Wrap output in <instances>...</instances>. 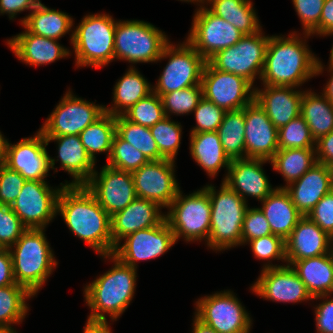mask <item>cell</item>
Listing matches in <instances>:
<instances>
[{
  "instance_id": "cell-1",
  "label": "cell",
  "mask_w": 333,
  "mask_h": 333,
  "mask_svg": "<svg viewBox=\"0 0 333 333\" xmlns=\"http://www.w3.org/2000/svg\"><path fill=\"white\" fill-rule=\"evenodd\" d=\"M61 185L57 213L62 215L68 228L102 256L113 254L111 216L85 185Z\"/></svg>"
},
{
  "instance_id": "cell-2",
  "label": "cell",
  "mask_w": 333,
  "mask_h": 333,
  "mask_svg": "<svg viewBox=\"0 0 333 333\" xmlns=\"http://www.w3.org/2000/svg\"><path fill=\"white\" fill-rule=\"evenodd\" d=\"M295 34L270 36L260 77L264 85L297 87L323 71L321 62Z\"/></svg>"
},
{
  "instance_id": "cell-3",
  "label": "cell",
  "mask_w": 333,
  "mask_h": 333,
  "mask_svg": "<svg viewBox=\"0 0 333 333\" xmlns=\"http://www.w3.org/2000/svg\"><path fill=\"white\" fill-rule=\"evenodd\" d=\"M112 258L113 268L85 287V300L92 310L90 320H106L105 313L116 320L128 307L133 298L136 282V269L122 263L116 256Z\"/></svg>"
},
{
  "instance_id": "cell-4",
  "label": "cell",
  "mask_w": 333,
  "mask_h": 333,
  "mask_svg": "<svg viewBox=\"0 0 333 333\" xmlns=\"http://www.w3.org/2000/svg\"><path fill=\"white\" fill-rule=\"evenodd\" d=\"M44 229H27L9 249L13 274L17 284L26 287L36 295L53 268L58 264L54 258Z\"/></svg>"
},
{
  "instance_id": "cell-5",
  "label": "cell",
  "mask_w": 333,
  "mask_h": 333,
  "mask_svg": "<svg viewBox=\"0 0 333 333\" xmlns=\"http://www.w3.org/2000/svg\"><path fill=\"white\" fill-rule=\"evenodd\" d=\"M211 204L210 233L207 244L215 250H223L242 244V226L247 201H244L225 182H222L220 191L208 185L204 188Z\"/></svg>"
},
{
  "instance_id": "cell-6",
  "label": "cell",
  "mask_w": 333,
  "mask_h": 333,
  "mask_svg": "<svg viewBox=\"0 0 333 333\" xmlns=\"http://www.w3.org/2000/svg\"><path fill=\"white\" fill-rule=\"evenodd\" d=\"M117 22L107 14L87 15L71 35L77 66L96 69L114 60Z\"/></svg>"
},
{
  "instance_id": "cell-7",
  "label": "cell",
  "mask_w": 333,
  "mask_h": 333,
  "mask_svg": "<svg viewBox=\"0 0 333 333\" xmlns=\"http://www.w3.org/2000/svg\"><path fill=\"white\" fill-rule=\"evenodd\" d=\"M168 39L150 23L119 21L115 28L114 58L131 63L159 61Z\"/></svg>"
},
{
  "instance_id": "cell-8",
  "label": "cell",
  "mask_w": 333,
  "mask_h": 333,
  "mask_svg": "<svg viewBox=\"0 0 333 333\" xmlns=\"http://www.w3.org/2000/svg\"><path fill=\"white\" fill-rule=\"evenodd\" d=\"M165 216L175 240L183 236L186 241L209 239L211 223V204L208 192L203 188L189 196L182 197L179 190L177 197L168 207Z\"/></svg>"
},
{
  "instance_id": "cell-9",
  "label": "cell",
  "mask_w": 333,
  "mask_h": 333,
  "mask_svg": "<svg viewBox=\"0 0 333 333\" xmlns=\"http://www.w3.org/2000/svg\"><path fill=\"white\" fill-rule=\"evenodd\" d=\"M170 57L154 93L164 95L190 86L201 85L206 60L186 41L177 48L170 44L164 48L160 58Z\"/></svg>"
},
{
  "instance_id": "cell-10",
  "label": "cell",
  "mask_w": 333,
  "mask_h": 333,
  "mask_svg": "<svg viewBox=\"0 0 333 333\" xmlns=\"http://www.w3.org/2000/svg\"><path fill=\"white\" fill-rule=\"evenodd\" d=\"M269 38L262 36L261 30L244 35L235 45L218 51L208 62L215 69L239 75L253 85L255 76L261 77Z\"/></svg>"
},
{
  "instance_id": "cell-11",
  "label": "cell",
  "mask_w": 333,
  "mask_h": 333,
  "mask_svg": "<svg viewBox=\"0 0 333 333\" xmlns=\"http://www.w3.org/2000/svg\"><path fill=\"white\" fill-rule=\"evenodd\" d=\"M196 317L217 333H249L251 318L231 291L215 293L196 302Z\"/></svg>"
},
{
  "instance_id": "cell-12",
  "label": "cell",
  "mask_w": 333,
  "mask_h": 333,
  "mask_svg": "<svg viewBox=\"0 0 333 333\" xmlns=\"http://www.w3.org/2000/svg\"><path fill=\"white\" fill-rule=\"evenodd\" d=\"M187 41L208 61L218 51L235 45L244 36L226 20L200 6L193 18Z\"/></svg>"
},
{
  "instance_id": "cell-13",
  "label": "cell",
  "mask_w": 333,
  "mask_h": 333,
  "mask_svg": "<svg viewBox=\"0 0 333 333\" xmlns=\"http://www.w3.org/2000/svg\"><path fill=\"white\" fill-rule=\"evenodd\" d=\"M201 86L203 97L225 111L242 109L255 97V88L251 89L253 85L248 80L217 70L208 61L203 70Z\"/></svg>"
},
{
  "instance_id": "cell-14",
  "label": "cell",
  "mask_w": 333,
  "mask_h": 333,
  "mask_svg": "<svg viewBox=\"0 0 333 333\" xmlns=\"http://www.w3.org/2000/svg\"><path fill=\"white\" fill-rule=\"evenodd\" d=\"M105 113V106L77 98L69 91L39 130L44 137L79 135Z\"/></svg>"
},
{
  "instance_id": "cell-15",
  "label": "cell",
  "mask_w": 333,
  "mask_h": 333,
  "mask_svg": "<svg viewBox=\"0 0 333 333\" xmlns=\"http://www.w3.org/2000/svg\"><path fill=\"white\" fill-rule=\"evenodd\" d=\"M60 191L50 189L45 181L26 180L10 207L27 229H44L57 214Z\"/></svg>"
},
{
  "instance_id": "cell-16",
  "label": "cell",
  "mask_w": 333,
  "mask_h": 333,
  "mask_svg": "<svg viewBox=\"0 0 333 333\" xmlns=\"http://www.w3.org/2000/svg\"><path fill=\"white\" fill-rule=\"evenodd\" d=\"M48 143L39 131L34 137L23 138L11 145L5 140L4 165L19 172L26 180L45 181L50 168L54 169L52 159L45 148Z\"/></svg>"
},
{
  "instance_id": "cell-17",
  "label": "cell",
  "mask_w": 333,
  "mask_h": 333,
  "mask_svg": "<svg viewBox=\"0 0 333 333\" xmlns=\"http://www.w3.org/2000/svg\"><path fill=\"white\" fill-rule=\"evenodd\" d=\"M174 162L170 159L149 161L131 172L137 198L169 207L180 190L174 177Z\"/></svg>"
},
{
  "instance_id": "cell-18",
  "label": "cell",
  "mask_w": 333,
  "mask_h": 333,
  "mask_svg": "<svg viewBox=\"0 0 333 333\" xmlns=\"http://www.w3.org/2000/svg\"><path fill=\"white\" fill-rule=\"evenodd\" d=\"M85 187L110 216L123 210L137 198L131 172L108 165L102 167L99 176L95 171Z\"/></svg>"
},
{
  "instance_id": "cell-19",
  "label": "cell",
  "mask_w": 333,
  "mask_h": 333,
  "mask_svg": "<svg viewBox=\"0 0 333 333\" xmlns=\"http://www.w3.org/2000/svg\"><path fill=\"white\" fill-rule=\"evenodd\" d=\"M123 239L125 243L115 246L113 255L122 263L135 269L136 261L156 258L176 242L166 219L159 225L138 230Z\"/></svg>"
},
{
  "instance_id": "cell-20",
  "label": "cell",
  "mask_w": 333,
  "mask_h": 333,
  "mask_svg": "<svg viewBox=\"0 0 333 333\" xmlns=\"http://www.w3.org/2000/svg\"><path fill=\"white\" fill-rule=\"evenodd\" d=\"M252 290L255 294L272 301L295 303L313 299L290 265L266 264Z\"/></svg>"
},
{
  "instance_id": "cell-21",
  "label": "cell",
  "mask_w": 333,
  "mask_h": 333,
  "mask_svg": "<svg viewBox=\"0 0 333 333\" xmlns=\"http://www.w3.org/2000/svg\"><path fill=\"white\" fill-rule=\"evenodd\" d=\"M246 158L271 160L278 148V129L253 100L244 107Z\"/></svg>"
},
{
  "instance_id": "cell-22",
  "label": "cell",
  "mask_w": 333,
  "mask_h": 333,
  "mask_svg": "<svg viewBox=\"0 0 333 333\" xmlns=\"http://www.w3.org/2000/svg\"><path fill=\"white\" fill-rule=\"evenodd\" d=\"M332 243V237L303 216L285 240L286 261L291 266L295 261L331 253Z\"/></svg>"
},
{
  "instance_id": "cell-23",
  "label": "cell",
  "mask_w": 333,
  "mask_h": 333,
  "mask_svg": "<svg viewBox=\"0 0 333 333\" xmlns=\"http://www.w3.org/2000/svg\"><path fill=\"white\" fill-rule=\"evenodd\" d=\"M297 210L303 215L333 189V168L316 162L298 180L284 186Z\"/></svg>"
},
{
  "instance_id": "cell-24",
  "label": "cell",
  "mask_w": 333,
  "mask_h": 333,
  "mask_svg": "<svg viewBox=\"0 0 333 333\" xmlns=\"http://www.w3.org/2000/svg\"><path fill=\"white\" fill-rule=\"evenodd\" d=\"M267 161L269 160L254 158L231 160L228 174L223 182L244 201H246L245 195L263 201L275 190L262 169V164Z\"/></svg>"
},
{
  "instance_id": "cell-25",
  "label": "cell",
  "mask_w": 333,
  "mask_h": 333,
  "mask_svg": "<svg viewBox=\"0 0 333 333\" xmlns=\"http://www.w3.org/2000/svg\"><path fill=\"white\" fill-rule=\"evenodd\" d=\"M160 209L161 206L154 201L136 198L126 208L113 214L111 216L113 245H120V240L131 233L161 224L166 215H161Z\"/></svg>"
},
{
  "instance_id": "cell-26",
  "label": "cell",
  "mask_w": 333,
  "mask_h": 333,
  "mask_svg": "<svg viewBox=\"0 0 333 333\" xmlns=\"http://www.w3.org/2000/svg\"><path fill=\"white\" fill-rule=\"evenodd\" d=\"M264 86V90H254V100L265 110L277 129L300 115L304 91H294L295 87Z\"/></svg>"
},
{
  "instance_id": "cell-27",
  "label": "cell",
  "mask_w": 333,
  "mask_h": 333,
  "mask_svg": "<svg viewBox=\"0 0 333 333\" xmlns=\"http://www.w3.org/2000/svg\"><path fill=\"white\" fill-rule=\"evenodd\" d=\"M7 44L14 54L30 65H43L69 56V50L57 43V40L25 32L8 40Z\"/></svg>"
},
{
  "instance_id": "cell-28",
  "label": "cell",
  "mask_w": 333,
  "mask_h": 333,
  "mask_svg": "<svg viewBox=\"0 0 333 333\" xmlns=\"http://www.w3.org/2000/svg\"><path fill=\"white\" fill-rule=\"evenodd\" d=\"M46 142H58V158L61 168L74 178L73 182L66 185H85L95 172V161L88 155L79 135H65L58 137H45Z\"/></svg>"
},
{
  "instance_id": "cell-29",
  "label": "cell",
  "mask_w": 333,
  "mask_h": 333,
  "mask_svg": "<svg viewBox=\"0 0 333 333\" xmlns=\"http://www.w3.org/2000/svg\"><path fill=\"white\" fill-rule=\"evenodd\" d=\"M262 202L260 209L270 224L272 234L285 241L303 215L297 210L284 187L275 188Z\"/></svg>"
},
{
  "instance_id": "cell-30",
  "label": "cell",
  "mask_w": 333,
  "mask_h": 333,
  "mask_svg": "<svg viewBox=\"0 0 333 333\" xmlns=\"http://www.w3.org/2000/svg\"><path fill=\"white\" fill-rule=\"evenodd\" d=\"M291 266L313 299L326 298L333 293V251L295 261Z\"/></svg>"
},
{
  "instance_id": "cell-31",
  "label": "cell",
  "mask_w": 333,
  "mask_h": 333,
  "mask_svg": "<svg viewBox=\"0 0 333 333\" xmlns=\"http://www.w3.org/2000/svg\"><path fill=\"white\" fill-rule=\"evenodd\" d=\"M190 142L192 157L209 176H216L221 167L228 170L231 160L223 150L217 131L191 133Z\"/></svg>"
},
{
  "instance_id": "cell-32",
  "label": "cell",
  "mask_w": 333,
  "mask_h": 333,
  "mask_svg": "<svg viewBox=\"0 0 333 333\" xmlns=\"http://www.w3.org/2000/svg\"><path fill=\"white\" fill-rule=\"evenodd\" d=\"M21 23L34 35L58 40L70 31L73 19L66 13L50 9L40 2Z\"/></svg>"
},
{
  "instance_id": "cell-33",
  "label": "cell",
  "mask_w": 333,
  "mask_h": 333,
  "mask_svg": "<svg viewBox=\"0 0 333 333\" xmlns=\"http://www.w3.org/2000/svg\"><path fill=\"white\" fill-rule=\"evenodd\" d=\"M205 0H202L204 3ZM210 11L229 22L244 35L259 32L260 24L250 0H206Z\"/></svg>"
},
{
  "instance_id": "cell-34",
  "label": "cell",
  "mask_w": 333,
  "mask_h": 333,
  "mask_svg": "<svg viewBox=\"0 0 333 333\" xmlns=\"http://www.w3.org/2000/svg\"><path fill=\"white\" fill-rule=\"evenodd\" d=\"M152 92L153 89L147 80L135 68L130 67L114 87L113 101L115 106L105 107V112L114 116L122 115L132 105Z\"/></svg>"
},
{
  "instance_id": "cell-35",
  "label": "cell",
  "mask_w": 333,
  "mask_h": 333,
  "mask_svg": "<svg viewBox=\"0 0 333 333\" xmlns=\"http://www.w3.org/2000/svg\"><path fill=\"white\" fill-rule=\"evenodd\" d=\"M300 115L306 121L315 141L333 131V105L323 94L320 96L304 91Z\"/></svg>"
},
{
  "instance_id": "cell-36",
  "label": "cell",
  "mask_w": 333,
  "mask_h": 333,
  "mask_svg": "<svg viewBox=\"0 0 333 333\" xmlns=\"http://www.w3.org/2000/svg\"><path fill=\"white\" fill-rule=\"evenodd\" d=\"M217 133L230 160L246 159L244 108L226 111Z\"/></svg>"
},
{
  "instance_id": "cell-37",
  "label": "cell",
  "mask_w": 333,
  "mask_h": 333,
  "mask_svg": "<svg viewBox=\"0 0 333 333\" xmlns=\"http://www.w3.org/2000/svg\"><path fill=\"white\" fill-rule=\"evenodd\" d=\"M269 162L289 185L317 162L315 148L279 149Z\"/></svg>"
},
{
  "instance_id": "cell-38",
  "label": "cell",
  "mask_w": 333,
  "mask_h": 333,
  "mask_svg": "<svg viewBox=\"0 0 333 333\" xmlns=\"http://www.w3.org/2000/svg\"><path fill=\"white\" fill-rule=\"evenodd\" d=\"M115 134L116 116L105 112L94 123L87 126L79 136L88 155L95 161L94 155L97 152H108L107 159H109Z\"/></svg>"
},
{
  "instance_id": "cell-39",
  "label": "cell",
  "mask_w": 333,
  "mask_h": 333,
  "mask_svg": "<svg viewBox=\"0 0 333 333\" xmlns=\"http://www.w3.org/2000/svg\"><path fill=\"white\" fill-rule=\"evenodd\" d=\"M34 296L26 287L13 284L0 287V328H9L11 324L22 322L27 313L26 299Z\"/></svg>"
},
{
  "instance_id": "cell-40",
  "label": "cell",
  "mask_w": 333,
  "mask_h": 333,
  "mask_svg": "<svg viewBox=\"0 0 333 333\" xmlns=\"http://www.w3.org/2000/svg\"><path fill=\"white\" fill-rule=\"evenodd\" d=\"M116 134L141 151L149 161L165 159L159 152L149 127L127 120L123 115L116 116Z\"/></svg>"
},
{
  "instance_id": "cell-41",
  "label": "cell",
  "mask_w": 333,
  "mask_h": 333,
  "mask_svg": "<svg viewBox=\"0 0 333 333\" xmlns=\"http://www.w3.org/2000/svg\"><path fill=\"white\" fill-rule=\"evenodd\" d=\"M148 162L149 160L141 151L122 140L117 134L114 135L111 153L106 165L121 171L133 172Z\"/></svg>"
},
{
  "instance_id": "cell-42",
  "label": "cell",
  "mask_w": 333,
  "mask_h": 333,
  "mask_svg": "<svg viewBox=\"0 0 333 333\" xmlns=\"http://www.w3.org/2000/svg\"><path fill=\"white\" fill-rule=\"evenodd\" d=\"M122 115L130 122L149 128L166 117L161 98L154 92L132 105Z\"/></svg>"
},
{
  "instance_id": "cell-43",
  "label": "cell",
  "mask_w": 333,
  "mask_h": 333,
  "mask_svg": "<svg viewBox=\"0 0 333 333\" xmlns=\"http://www.w3.org/2000/svg\"><path fill=\"white\" fill-rule=\"evenodd\" d=\"M150 130L160 154L165 159L174 161V157H176L180 147L181 125L171 121L169 117L166 116L154 126L150 127Z\"/></svg>"
},
{
  "instance_id": "cell-44",
  "label": "cell",
  "mask_w": 333,
  "mask_h": 333,
  "mask_svg": "<svg viewBox=\"0 0 333 333\" xmlns=\"http://www.w3.org/2000/svg\"><path fill=\"white\" fill-rule=\"evenodd\" d=\"M314 145L315 140L301 115L278 129L279 149L315 148Z\"/></svg>"
},
{
  "instance_id": "cell-45",
  "label": "cell",
  "mask_w": 333,
  "mask_h": 333,
  "mask_svg": "<svg viewBox=\"0 0 333 333\" xmlns=\"http://www.w3.org/2000/svg\"><path fill=\"white\" fill-rule=\"evenodd\" d=\"M164 108L165 116L169 113L188 114L193 112L203 98L201 85L190 86L164 95H159Z\"/></svg>"
},
{
  "instance_id": "cell-46",
  "label": "cell",
  "mask_w": 333,
  "mask_h": 333,
  "mask_svg": "<svg viewBox=\"0 0 333 333\" xmlns=\"http://www.w3.org/2000/svg\"><path fill=\"white\" fill-rule=\"evenodd\" d=\"M26 230L11 207L0 204V248H12Z\"/></svg>"
},
{
  "instance_id": "cell-47",
  "label": "cell",
  "mask_w": 333,
  "mask_h": 333,
  "mask_svg": "<svg viewBox=\"0 0 333 333\" xmlns=\"http://www.w3.org/2000/svg\"><path fill=\"white\" fill-rule=\"evenodd\" d=\"M225 112L223 108L203 97L194 109L197 125L191 133L217 131Z\"/></svg>"
},
{
  "instance_id": "cell-48",
  "label": "cell",
  "mask_w": 333,
  "mask_h": 333,
  "mask_svg": "<svg viewBox=\"0 0 333 333\" xmlns=\"http://www.w3.org/2000/svg\"><path fill=\"white\" fill-rule=\"evenodd\" d=\"M270 234V224L261 209L248 207L242 226V244Z\"/></svg>"
},
{
  "instance_id": "cell-49",
  "label": "cell",
  "mask_w": 333,
  "mask_h": 333,
  "mask_svg": "<svg viewBox=\"0 0 333 333\" xmlns=\"http://www.w3.org/2000/svg\"><path fill=\"white\" fill-rule=\"evenodd\" d=\"M252 251L259 259H278L286 261L285 241L274 234L256 238L249 241Z\"/></svg>"
},
{
  "instance_id": "cell-50",
  "label": "cell",
  "mask_w": 333,
  "mask_h": 333,
  "mask_svg": "<svg viewBox=\"0 0 333 333\" xmlns=\"http://www.w3.org/2000/svg\"><path fill=\"white\" fill-rule=\"evenodd\" d=\"M26 179L4 164L0 166V204L11 206L20 194Z\"/></svg>"
},
{
  "instance_id": "cell-51",
  "label": "cell",
  "mask_w": 333,
  "mask_h": 333,
  "mask_svg": "<svg viewBox=\"0 0 333 333\" xmlns=\"http://www.w3.org/2000/svg\"><path fill=\"white\" fill-rule=\"evenodd\" d=\"M302 22L305 36H309L319 26L325 0H292Z\"/></svg>"
},
{
  "instance_id": "cell-52",
  "label": "cell",
  "mask_w": 333,
  "mask_h": 333,
  "mask_svg": "<svg viewBox=\"0 0 333 333\" xmlns=\"http://www.w3.org/2000/svg\"><path fill=\"white\" fill-rule=\"evenodd\" d=\"M307 217L333 238V189L320 199Z\"/></svg>"
},
{
  "instance_id": "cell-53",
  "label": "cell",
  "mask_w": 333,
  "mask_h": 333,
  "mask_svg": "<svg viewBox=\"0 0 333 333\" xmlns=\"http://www.w3.org/2000/svg\"><path fill=\"white\" fill-rule=\"evenodd\" d=\"M318 333H333V299L325 300L315 308Z\"/></svg>"
},
{
  "instance_id": "cell-54",
  "label": "cell",
  "mask_w": 333,
  "mask_h": 333,
  "mask_svg": "<svg viewBox=\"0 0 333 333\" xmlns=\"http://www.w3.org/2000/svg\"><path fill=\"white\" fill-rule=\"evenodd\" d=\"M316 160L333 168V131L315 141Z\"/></svg>"
},
{
  "instance_id": "cell-55",
  "label": "cell",
  "mask_w": 333,
  "mask_h": 333,
  "mask_svg": "<svg viewBox=\"0 0 333 333\" xmlns=\"http://www.w3.org/2000/svg\"><path fill=\"white\" fill-rule=\"evenodd\" d=\"M16 284L9 249L0 248V287Z\"/></svg>"
},
{
  "instance_id": "cell-56",
  "label": "cell",
  "mask_w": 333,
  "mask_h": 333,
  "mask_svg": "<svg viewBox=\"0 0 333 333\" xmlns=\"http://www.w3.org/2000/svg\"><path fill=\"white\" fill-rule=\"evenodd\" d=\"M40 2V0H0V13L9 14V18L12 19L18 12L33 10Z\"/></svg>"
},
{
  "instance_id": "cell-57",
  "label": "cell",
  "mask_w": 333,
  "mask_h": 333,
  "mask_svg": "<svg viewBox=\"0 0 333 333\" xmlns=\"http://www.w3.org/2000/svg\"><path fill=\"white\" fill-rule=\"evenodd\" d=\"M333 31V0H325L320 16L319 26L312 34L327 35Z\"/></svg>"
},
{
  "instance_id": "cell-58",
  "label": "cell",
  "mask_w": 333,
  "mask_h": 333,
  "mask_svg": "<svg viewBox=\"0 0 333 333\" xmlns=\"http://www.w3.org/2000/svg\"><path fill=\"white\" fill-rule=\"evenodd\" d=\"M83 333H112L107 320H87Z\"/></svg>"
},
{
  "instance_id": "cell-59",
  "label": "cell",
  "mask_w": 333,
  "mask_h": 333,
  "mask_svg": "<svg viewBox=\"0 0 333 333\" xmlns=\"http://www.w3.org/2000/svg\"><path fill=\"white\" fill-rule=\"evenodd\" d=\"M193 333H217L212 327L203 323L195 316L193 324Z\"/></svg>"
},
{
  "instance_id": "cell-60",
  "label": "cell",
  "mask_w": 333,
  "mask_h": 333,
  "mask_svg": "<svg viewBox=\"0 0 333 333\" xmlns=\"http://www.w3.org/2000/svg\"><path fill=\"white\" fill-rule=\"evenodd\" d=\"M329 71L333 72V63H330ZM323 91H324L323 95L333 105V73H332V76H331L330 80L328 81V83H327V85H326V87Z\"/></svg>"
},
{
  "instance_id": "cell-61",
  "label": "cell",
  "mask_w": 333,
  "mask_h": 333,
  "mask_svg": "<svg viewBox=\"0 0 333 333\" xmlns=\"http://www.w3.org/2000/svg\"><path fill=\"white\" fill-rule=\"evenodd\" d=\"M5 138L2 136L0 132V166L4 164V145H5Z\"/></svg>"
},
{
  "instance_id": "cell-62",
  "label": "cell",
  "mask_w": 333,
  "mask_h": 333,
  "mask_svg": "<svg viewBox=\"0 0 333 333\" xmlns=\"http://www.w3.org/2000/svg\"><path fill=\"white\" fill-rule=\"evenodd\" d=\"M0 333H16L14 329H9V328H0Z\"/></svg>"
},
{
  "instance_id": "cell-63",
  "label": "cell",
  "mask_w": 333,
  "mask_h": 333,
  "mask_svg": "<svg viewBox=\"0 0 333 333\" xmlns=\"http://www.w3.org/2000/svg\"><path fill=\"white\" fill-rule=\"evenodd\" d=\"M330 34L333 35V31L330 32V33H328L327 35H330ZM330 63H333V47H332V49H331V53H330Z\"/></svg>"
},
{
  "instance_id": "cell-64",
  "label": "cell",
  "mask_w": 333,
  "mask_h": 333,
  "mask_svg": "<svg viewBox=\"0 0 333 333\" xmlns=\"http://www.w3.org/2000/svg\"><path fill=\"white\" fill-rule=\"evenodd\" d=\"M180 1H187V2H193V1H195V2H199V3H202V0H180Z\"/></svg>"
}]
</instances>
